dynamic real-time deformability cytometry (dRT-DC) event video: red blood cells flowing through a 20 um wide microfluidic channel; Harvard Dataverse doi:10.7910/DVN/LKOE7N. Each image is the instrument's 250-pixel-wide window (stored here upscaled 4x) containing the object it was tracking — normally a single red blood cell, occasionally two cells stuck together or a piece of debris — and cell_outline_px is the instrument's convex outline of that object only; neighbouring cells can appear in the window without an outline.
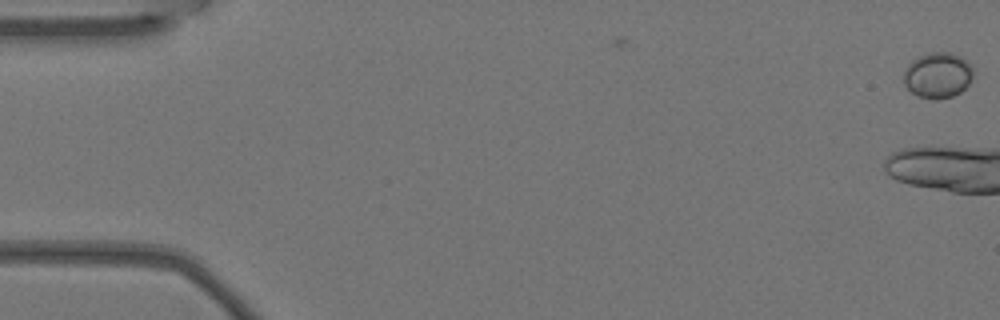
{"species": "Egyptian fruit bat (a non-hibernating species)", "species_latin": "Rousettus aegyptiacus", "temperature_condition": "warm", "stored_images_in_passage": 2, "camera_frame_rate_fps": 3000, "um_per_image_px": 0.085, "animal": {"sex": "female"}, "frame": {"image": 1, "passage_image": 2, "time_ms": 0.333, "image_size_px": [1000, 320], "cell_outline_px": [[972, 80], [960, 92], [952, 96], [936, 100], [932, 100], [916, 96], [904, 84], [904, 72], [908, 64], [912, 60], [928, 52], [952, 52], [960, 56], [972, 68]], "centroid_in_image_um": [79.69, 6.4], "position_along_channel_um": 5.3, "area_um2": 18.5}}